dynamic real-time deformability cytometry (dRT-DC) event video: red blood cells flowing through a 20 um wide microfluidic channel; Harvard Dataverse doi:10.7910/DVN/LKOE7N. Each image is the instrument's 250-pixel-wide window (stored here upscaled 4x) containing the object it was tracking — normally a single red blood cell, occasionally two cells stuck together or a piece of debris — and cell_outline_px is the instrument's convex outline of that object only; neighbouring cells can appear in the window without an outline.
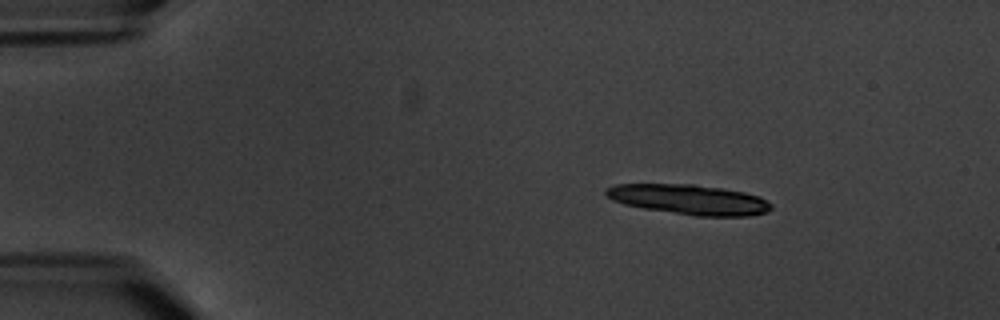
{"species": "common noctule bat (a hibernating species)", "species_latin": "Nyctalus noctula", "temperature_condition": "warm", "stored_images_in_passage": 6, "camera_frame_rate_fps": 3000, "um_per_image_px": 0.085, "animal": {"sex": "male", "body_mass_g": 20.1, "forearm_length_mm": 53.5}, "frame": {"image": 1, "passage_image": 2, "time_ms": 1.333, "image_size_px": [1000, 320], "cell_outline_px": [[772, 208], [768, 212], [748, 216], [696, 216], [644, 208], [624, 204], [612, 200], [604, 192], [604, 188], [616, 184], [692, 184], [720, 188], [744, 192], [760, 196], [772, 204]], "centroid_in_image_um": [58.59, 16.96], "position_along_channel_um": 26.4, "area_um2": 28.9}}